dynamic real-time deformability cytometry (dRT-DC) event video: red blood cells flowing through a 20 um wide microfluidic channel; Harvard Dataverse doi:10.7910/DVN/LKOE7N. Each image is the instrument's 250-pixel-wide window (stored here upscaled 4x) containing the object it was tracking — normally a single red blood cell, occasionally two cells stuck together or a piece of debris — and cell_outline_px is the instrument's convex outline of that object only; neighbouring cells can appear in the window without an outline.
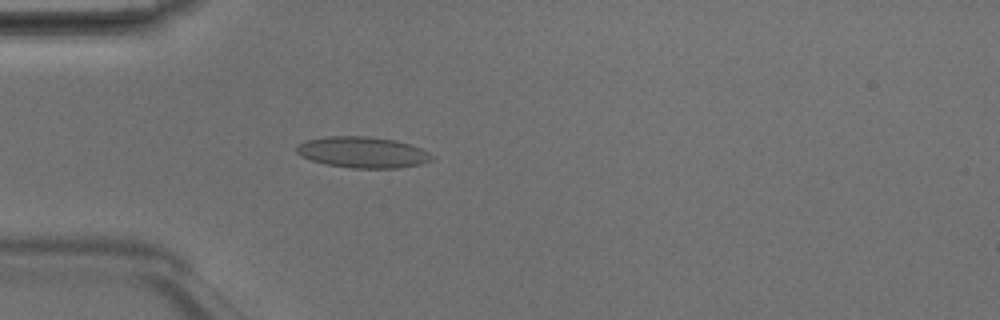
{"species": "Egyptian fruit bat (a non-hibernating species)", "species_latin": "Rousettus aegyptiacus", "temperature_condition": "room temperature", "stored_images_in_passage": 44, "camera_frame_rate_fps": 3000, "um_per_image_px": 0.085, "animal": {"sex": "male"}, "frame": {"image": 1, "passage_image": 14, "time_ms": 4.333, "image_size_px": [1000, 320], "cell_outline_px": [[432, 160], [420, 164], [396, 168], [352, 168], [324, 164], [300, 156], [296, 152], [296, 144], [304, 140], [324, 136], [368, 136], [396, 140], [420, 148], [428, 152], [432, 156]], "centroid_in_image_um": [30.76, 12.93], "position_along_channel_um": 54.2, "area_um2": 24.62}}
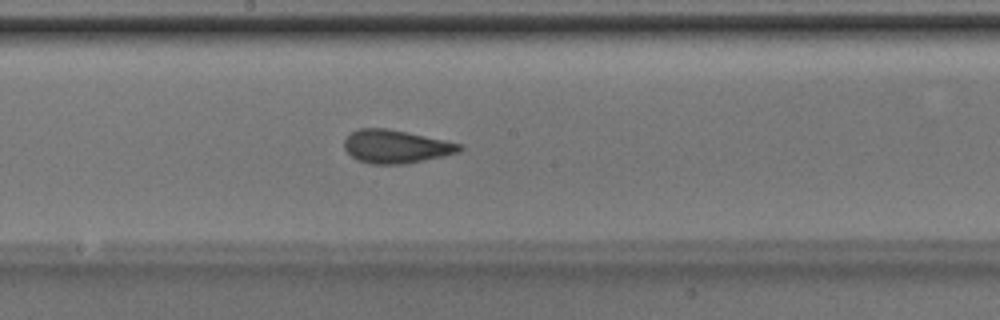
{"frame": {"image": 2, "passage_image": 26, "time_ms": 8.333, "image_size_px": [1000, 320], "cell_outline_px": [[464, 148], [460, 152], [444, 156], [408, 164], [368, 164], [356, 160], [344, 148], [344, 140], [352, 132], [360, 128], [384, 128], [408, 132], [464, 144]], "centroid_in_image_um": [33.69, 12.47], "position_along_channel_um": 214.5, "area_um2": 22.6}}
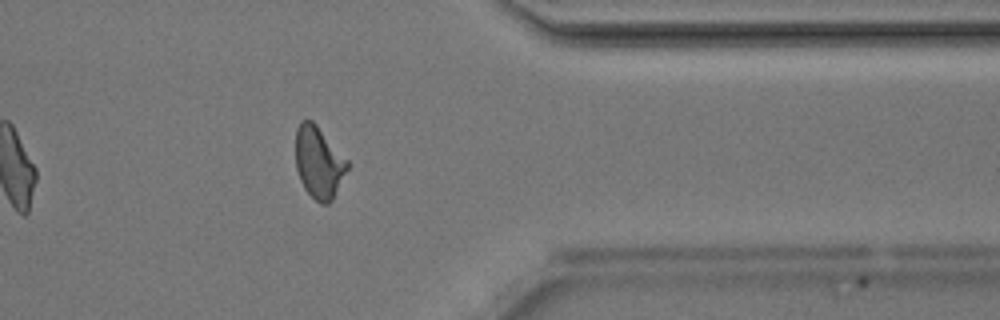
{"frame": {"image": 3, "passage_image": 39, "time_ms": 12.667, "image_size_px": [1000, 320], "cell_outline_px": [[348, 168], [332, 200], [328, 204], [320, 204], [304, 188], [300, 180], [296, 168], [296, 128], [300, 120], [312, 120], [316, 124], [348, 160]], "centroid_in_image_um": [27.08, 13.79], "position_along_channel_um": 384.3, "area_um2": 21.56}, "authors_computed_cell_mechanics": {"area_um2": 22.4553, "velocity_mm_per_s": 4.1923, "shape_relaxation_time_tau1_ms": 4.1551, "shape_relaxation_time_tau2_ms": 0.8694, "deformation_change_tau1": 0.1368, "deformation_change_tau2": 0.0836}}